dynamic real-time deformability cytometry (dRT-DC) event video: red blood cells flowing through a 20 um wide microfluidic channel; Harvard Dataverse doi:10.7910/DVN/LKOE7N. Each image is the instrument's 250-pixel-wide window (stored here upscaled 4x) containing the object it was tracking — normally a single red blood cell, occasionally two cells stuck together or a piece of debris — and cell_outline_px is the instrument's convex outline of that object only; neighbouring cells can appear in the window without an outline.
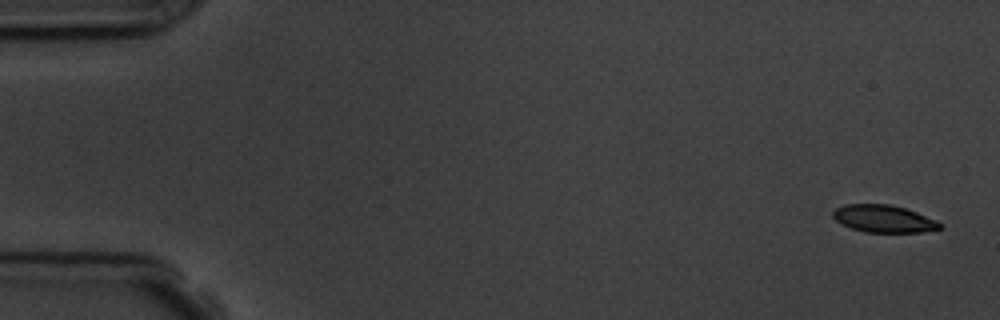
{"species": "common noctule bat (a hibernating species)", "species_latin": "Nyctalus noctula", "temperature_condition": "room temperature", "stored_images_in_passage": 3, "camera_frame_rate_fps": 3000, "um_per_image_px": 0.085, "animal": {"sex": "male", "body_mass_g": 19.5, "forearm_length_mm": 54.6}, "frame": {"image": 1, "passage_image": 1, "time_ms": 0.0, "image_size_px": [1000, 320], "cell_outline_px": [[944, 228], [920, 232], [864, 232], [840, 224], [832, 216], [832, 212], [836, 208], [844, 204], [888, 204], [904, 208], [916, 212], [936, 220], [944, 224]], "centroid_in_image_um": [75.11, 18.59], "position_along_channel_um": 9.9, "area_um2": 17.11}}